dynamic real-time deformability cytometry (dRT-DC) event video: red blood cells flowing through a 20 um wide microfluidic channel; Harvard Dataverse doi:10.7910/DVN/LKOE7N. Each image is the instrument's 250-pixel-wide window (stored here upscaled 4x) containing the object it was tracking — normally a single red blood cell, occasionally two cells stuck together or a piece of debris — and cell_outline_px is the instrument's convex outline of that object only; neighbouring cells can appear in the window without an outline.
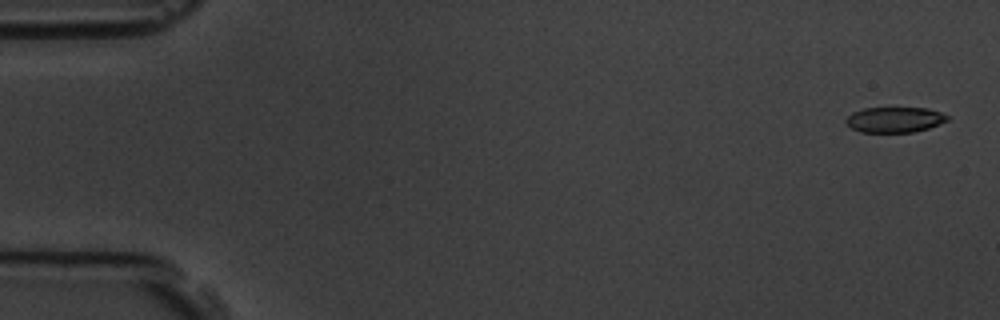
{"species": "common noctule bat (a hibernating species)", "species_latin": "Nyctalus noctula", "temperature_condition": "room temperature", "stored_images_in_passage": 5, "camera_frame_rate_fps": 3000, "um_per_image_px": 0.085, "animal": {"sex": "male", "body_mass_g": 19.5, "forearm_length_mm": 54.6}, "frame": {"image": 1, "passage_image": 1, "time_ms": 0.0, "image_size_px": [1000, 320], "cell_outline_px": [[948, 120], [928, 128], [916, 132], [860, 132], [852, 128], [844, 120], [852, 112], [864, 108], [928, 108], [940, 112], [948, 116]], "centroid_in_image_um": [76.03, 10.17], "position_along_channel_um": 9.0, "area_um2": 14.97}}
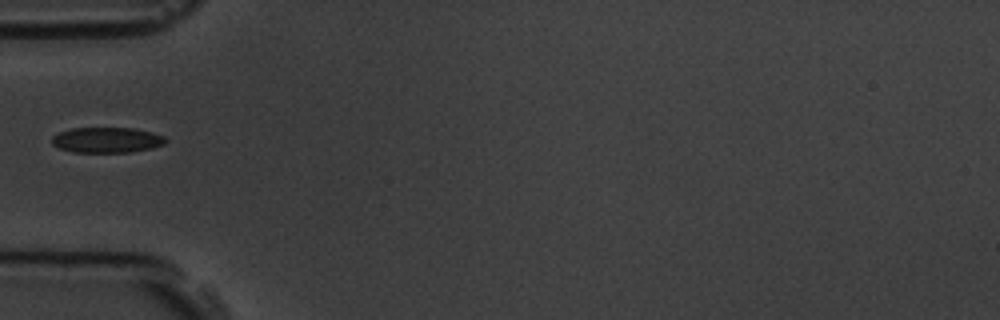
{"frame": {"image": 2, "passage_image": 5, "time_ms": 5.667, "image_size_px": [1000, 320], "cell_outline_px": [[168, 140], [164, 144], [152, 148], [128, 152], [72, 152], [60, 148], [52, 144], [52, 136], [60, 132], [72, 128], [136, 128], [152, 132], [164, 136]], "centroid_in_image_um": [9.1, 11.89], "position_along_channel_um": 75.9, "area_um2": 16.88}}